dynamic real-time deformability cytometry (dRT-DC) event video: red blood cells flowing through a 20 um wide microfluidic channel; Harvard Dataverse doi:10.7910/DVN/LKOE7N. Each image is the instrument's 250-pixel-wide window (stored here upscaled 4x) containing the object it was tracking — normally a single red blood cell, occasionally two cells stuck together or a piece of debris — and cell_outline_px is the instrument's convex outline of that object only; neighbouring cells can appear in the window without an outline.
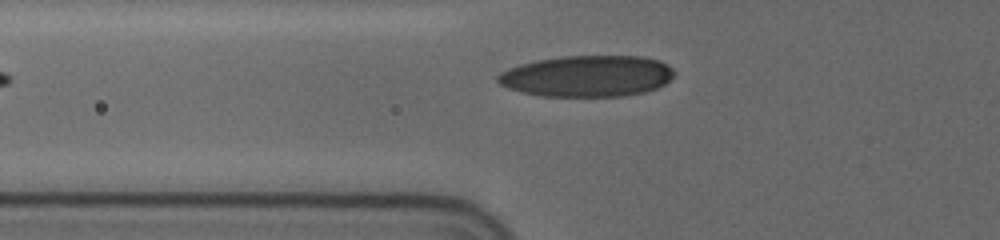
{"species": "human", "species_latin": "Homo sapiens", "temperature_condition": "cold", "stored_images_in_passage": 6, "camera_frame_rate_fps": 3000, "um_per_image_px": 0.085, "donor": {"sex": "female"}, "frame": {"image": 1, "passage_image": 6, "time_ms": 1.667, "image_size_px": [1000, 240], "cell_outline_px": [[676, 72], [664, 84], [656, 88], [644, 92], [624, 96], [544, 96], [520, 92], [508, 88], [500, 84], [496, 80], [496, 76], [500, 72], [508, 68], [520, 64], [536, 60], [560, 56], [640, 56], [660, 60], [668, 64]], "centroid_in_image_um": [49.89, 6.46], "position_along_channel_um": 75.9, "area_um2": 42.66}}